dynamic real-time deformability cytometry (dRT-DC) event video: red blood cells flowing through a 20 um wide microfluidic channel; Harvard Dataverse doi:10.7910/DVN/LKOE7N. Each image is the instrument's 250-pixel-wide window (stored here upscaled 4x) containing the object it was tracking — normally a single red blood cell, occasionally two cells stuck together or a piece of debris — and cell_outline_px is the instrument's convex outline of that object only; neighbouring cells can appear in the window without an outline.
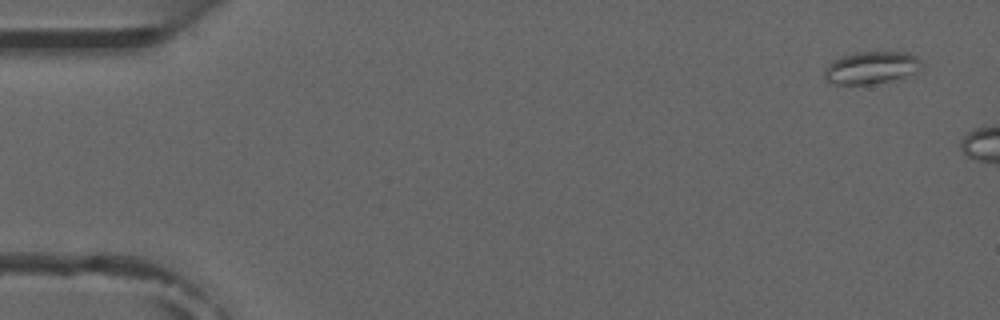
{"species": "common noctule bat (a hibernating species)", "species_latin": "Nyctalus noctula", "temperature_condition": "room temperature", "stored_images_in_passage": 2, "camera_frame_rate_fps": 3000, "um_per_image_px": 0.085, "animal": {"sex": "male", "forearm_length_mm": 52.5}, "frame": {"image": 1, "passage_image": 1, "time_ms": 0.0, "image_size_px": [1000, 320], "cell_outline_px": [[920, 64], [912, 72], [904, 76], [888, 80], [868, 84], [828, 84], [824, 80], [824, 68], [832, 60], [856, 52], [908, 52], [916, 56], [920, 60]], "centroid_in_image_um": [73.94, 5.74], "position_along_channel_um": 11.1, "area_um2": 17.98}}